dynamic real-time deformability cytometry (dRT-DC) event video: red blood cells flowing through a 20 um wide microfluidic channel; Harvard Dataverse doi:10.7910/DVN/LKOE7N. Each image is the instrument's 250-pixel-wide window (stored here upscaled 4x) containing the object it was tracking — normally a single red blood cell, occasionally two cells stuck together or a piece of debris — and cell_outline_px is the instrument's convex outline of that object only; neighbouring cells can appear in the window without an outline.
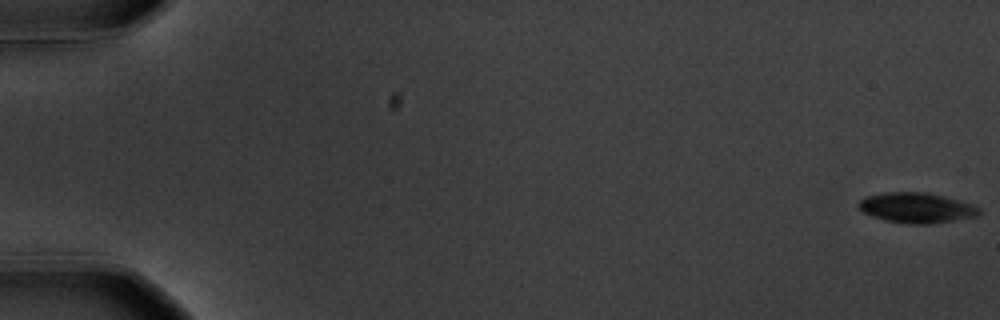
{"species": "common noctule bat (a hibernating species)", "species_latin": "Nyctalus noctula", "temperature_condition": "warm", "stored_images_in_passage": 10, "camera_frame_rate_fps": 3000, "um_per_image_px": 0.085, "animal": {"sex": "male", "body_mass_g": 20.1, "forearm_length_mm": 53.5}, "frame": {"image": 1, "passage_image": 1, "time_ms": 0.0, "image_size_px": [1000, 320], "cell_outline_px": [[980, 216], [932, 224], [908, 224], [884, 220], [860, 212], [856, 204], [864, 196], [884, 192], [924, 192], [944, 196], [980, 208]], "centroid_in_image_um": [77.84, 17.67], "position_along_channel_um": 7.2, "area_um2": 21.44}}